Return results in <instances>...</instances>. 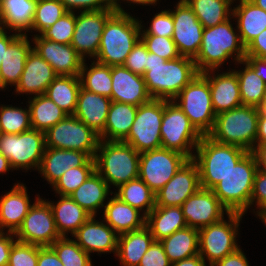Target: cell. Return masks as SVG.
Instances as JSON below:
<instances>
[{"mask_svg": "<svg viewBox=\"0 0 266 266\" xmlns=\"http://www.w3.org/2000/svg\"><path fill=\"white\" fill-rule=\"evenodd\" d=\"M257 108H258L259 114L266 115V94L263 97L261 104Z\"/></svg>", "mask_w": 266, "mask_h": 266, "instance_id": "cell-68", "label": "cell"}, {"mask_svg": "<svg viewBox=\"0 0 266 266\" xmlns=\"http://www.w3.org/2000/svg\"><path fill=\"white\" fill-rule=\"evenodd\" d=\"M142 25L128 13L115 12L102 32L97 62L108 66L123 65L140 40Z\"/></svg>", "mask_w": 266, "mask_h": 266, "instance_id": "cell-2", "label": "cell"}, {"mask_svg": "<svg viewBox=\"0 0 266 266\" xmlns=\"http://www.w3.org/2000/svg\"><path fill=\"white\" fill-rule=\"evenodd\" d=\"M204 259L198 254L196 256L171 263V266H206Z\"/></svg>", "mask_w": 266, "mask_h": 266, "instance_id": "cell-64", "label": "cell"}, {"mask_svg": "<svg viewBox=\"0 0 266 266\" xmlns=\"http://www.w3.org/2000/svg\"><path fill=\"white\" fill-rule=\"evenodd\" d=\"M266 144V115L259 114L257 124L256 145Z\"/></svg>", "mask_w": 266, "mask_h": 266, "instance_id": "cell-63", "label": "cell"}, {"mask_svg": "<svg viewBox=\"0 0 266 266\" xmlns=\"http://www.w3.org/2000/svg\"><path fill=\"white\" fill-rule=\"evenodd\" d=\"M49 205L61 237H66L68 232L73 235L92 216L70 196H61L56 205L50 202Z\"/></svg>", "mask_w": 266, "mask_h": 266, "instance_id": "cell-35", "label": "cell"}, {"mask_svg": "<svg viewBox=\"0 0 266 266\" xmlns=\"http://www.w3.org/2000/svg\"><path fill=\"white\" fill-rule=\"evenodd\" d=\"M204 28L216 26L231 17L233 0H184Z\"/></svg>", "mask_w": 266, "mask_h": 266, "instance_id": "cell-40", "label": "cell"}, {"mask_svg": "<svg viewBox=\"0 0 266 266\" xmlns=\"http://www.w3.org/2000/svg\"><path fill=\"white\" fill-rule=\"evenodd\" d=\"M13 233L7 232L6 236L4 232H0V266H8L9 256L13 244L17 241L13 239L11 235Z\"/></svg>", "mask_w": 266, "mask_h": 266, "instance_id": "cell-57", "label": "cell"}, {"mask_svg": "<svg viewBox=\"0 0 266 266\" xmlns=\"http://www.w3.org/2000/svg\"><path fill=\"white\" fill-rule=\"evenodd\" d=\"M95 171V160L90 158L83 166L70 168L52 185L60 196H69Z\"/></svg>", "mask_w": 266, "mask_h": 266, "instance_id": "cell-44", "label": "cell"}, {"mask_svg": "<svg viewBox=\"0 0 266 266\" xmlns=\"http://www.w3.org/2000/svg\"><path fill=\"white\" fill-rule=\"evenodd\" d=\"M64 266H92L90 255L74 240L61 237L50 246Z\"/></svg>", "mask_w": 266, "mask_h": 266, "instance_id": "cell-45", "label": "cell"}, {"mask_svg": "<svg viewBox=\"0 0 266 266\" xmlns=\"http://www.w3.org/2000/svg\"><path fill=\"white\" fill-rule=\"evenodd\" d=\"M174 23L172 39L180 56L195 59L199 53L204 27L184 0L171 11Z\"/></svg>", "mask_w": 266, "mask_h": 266, "instance_id": "cell-17", "label": "cell"}, {"mask_svg": "<svg viewBox=\"0 0 266 266\" xmlns=\"http://www.w3.org/2000/svg\"><path fill=\"white\" fill-rule=\"evenodd\" d=\"M137 109L132 104L112 101L104 131L99 135L100 140L124 141L130 133Z\"/></svg>", "mask_w": 266, "mask_h": 266, "instance_id": "cell-33", "label": "cell"}, {"mask_svg": "<svg viewBox=\"0 0 266 266\" xmlns=\"http://www.w3.org/2000/svg\"><path fill=\"white\" fill-rule=\"evenodd\" d=\"M174 23L171 10H163L157 13L151 21V26L140 35H155L172 38Z\"/></svg>", "mask_w": 266, "mask_h": 266, "instance_id": "cell-51", "label": "cell"}, {"mask_svg": "<svg viewBox=\"0 0 266 266\" xmlns=\"http://www.w3.org/2000/svg\"><path fill=\"white\" fill-rule=\"evenodd\" d=\"M57 76L51 65L32 48L26 58L24 70L15 90L19 94L35 93V96L44 94L49 84Z\"/></svg>", "mask_w": 266, "mask_h": 266, "instance_id": "cell-22", "label": "cell"}, {"mask_svg": "<svg viewBox=\"0 0 266 266\" xmlns=\"http://www.w3.org/2000/svg\"><path fill=\"white\" fill-rule=\"evenodd\" d=\"M12 169L9 160L0 152V174Z\"/></svg>", "mask_w": 266, "mask_h": 266, "instance_id": "cell-67", "label": "cell"}, {"mask_svg": "<svg viewBox=\"0 0 266 266\" xmlns=\"http://www.w3.org/2000/svg\"><path fill=\"white\" fill-rule=\"evenodd\" d=\"M115 9L99 11H82L76 16V24L71 46L84 59L85 54L96 57L107 20L115 13Z\"/></svg>", "mask_w": 266, "mask_h": 266, "instance_id": "cell-16", "label": "cell"}, {"mask_svg": "<svg viewBox=\"0 0 266 266\" xmlns=\"http://www.w3.org/2000/svg\"><path fill=\"white\" fill-rule=\"evenodd\" d=\"M161 244L171 263L199 254L198 229L186 227L162 239Z\"/></svg>", "mask_w": 266, "mask_h": 266, "instance_id": "cell-37", "label": "cell"}, {"mask_svg": "<svg viewBox=\"0 0 266 266\" xmlns=\"http://www.w3.org/2000/svg\"><path fill=\"white\" fill-rule=\"evenodd\" d=\"M37 266H64L50 246L38 245Z\"/></svg>", "mask_w": 266, "mask_h": 266, "instance_id": "cell-56", "label": "cell"}, {"mask_svg": "<svg viewBox=\"0 0 266 266\" xmlns=\"http://www.w3.org/2000/svg\"><path fill=\"white\" fill-rule=\"evenodd\" d=\"M210 70L202 74L208 79L215 114L229 111L242 105L238 78L235 71L210 76Z\"/></svg>", "mask_w": 266, "mask_h": 266, "instance_id": "cell-24", "label": "cell"}, {"mask_svg": "<svg viewBox=\"0 0 266 266\" xmlns=\"http://www.w3.org/2000/svg\"><path fill=\"white\" fill-rule=\"evenodd\" d=\"M233 53L237 62L245 59V46L230 24V18L216 26L204 28L199 53L194 59L199 73L213 71Z\"/></svg>", "mask_w": 266, "mask_h": 266, "instance_id": "cell-3", "label": "cell"}, {"mask_svg": "<svg viewBox=\"0 0 266 266\" xmlns=\"http://www.w3.org/2000/svg\"><path fill=\"white\" fill-rule=\"evenodd\" d=\"M114 195L139 211L146 206L142 214L144 216H147L156 206L155 193L140 178L122 184Z\"/></svg>", "mask_w": 266, "mask_h": 266, "instance_id": "cell-41", "label": "cell"}, {"mask_svg": "<svg viewBox=\"0 0 266 266\" xmlns=\"http://www.w3.org/2000/svg\"><path fill=\"white\" fill-rule=\"evenodd\" d=\"M90 158L87 153L77 150L45 147L38 170L53 185L64 172L83 166Z\"/></svg>", "mask_w": 266, "mask_h": 266, "instance_id": "cell-25", "label": "cell"}, {"mask_svg": "<svg viewBox=\"0 0 266 266\" xmlns=\"http://www.w3.org/2000/svg\"><path fill=\"white\" fill-rule=\"evenodd\" d=\"M33 49L54 69L57 75L80 76L85 61L70 44L50 41L42 35L33 38Z\"/></svg>", "mask_w": 266, "mask_h": 266, "instance_id": "cell-20", "label": "cell"}, {"mask_svg": "<svg viewBox=\"0 0 266 266\" xmlns=\"http://www.w3.org/2000/svg\"><path fill=\"white\" fill-rule=\"evenodd\" d=\"M111 102L109 97L89 92L81 87L73 115L100 135L104 131Z\"/></svg>", "mask_w": 266, "mask_h": 266, "instance_id": "cell-26", "label": "cell"}, {"mask_svg": "<svg viewBox=\"0 0 266 266\" xmlns=\"http://www.w3.org/2000/svg\"><path fill=\"white\" fill-rule=\"evenodd\" d=\"M239 63H244L246 66L243 71H235L242 105L258 107L266 94V83L245 61H239Z\"/></svg>", "mask_w": 266, "mask_h": 266, "instance_id": "cell-43", "label": "cell"}, {"mask_svg": "<svg viewBox=\"0 0 266 266\" xmlns=\"http://www.w3.org/2000/svg\"><path fill=\"white\" fill-rule=\"evenodd\" d=\"M212 266H249L248 261L239 248L234 253L225 256L222 260L217 261Z\"/></svg>", "mask_w": 266, "mask_h": 266, "instance_id": "cell-58", "label": "cell"}, {"mask_svg": "<svg viewBox=\"0 0 266 266\" xmlns=\"http://www.w3.org/2000/svg\"><path fill=\"white\" fill-rule=\"evenodd\" d=\"M196 163L200 177V187L212 189L248 153L247 150L228 144H221L208 136H202L197 145Z\"/></svg>", "mask_w": 266, "mask_h": 266, "instance_id": "cell-4", "label": "cell"}, {"mask_svg": "<svg viewBox=\"0 0 266 266\" xmlns=\"http://www.w3.org/2000/svg\"><path fill=\"white\" fill-rule=\"evenodd\" d=\"M20 34H12L8 36L4 29H0V63L5 56L7 47L19 36Z\"/></svg>", "mask_w": 266, "mask_h": 266, "instance_id": "cell-62", "label": "cell"}, {"mask_svg": "<svg viewBox=\"0 0 266 266\" xmlns=\"http://www.w3.org/2000/svg\"><path fill=\"white\" fill-rule=\"evenodd\" d=\"M37 3L38 0H0L1 28H10L20 35L23 30H31Z\"/></svg>", "mask_w": 266, "mask_h": 266, "instance_id": "cell-31", "label": "cell"}, {"mask_svg": "<svg viewBox=\"0 0 266 266\" xmlns=\"http://www.w3.org/2000/svg\"><path fill=\"white\" fill-rule=\"evenodd\" d=\"M118 0H113V5H114V9L116 12H120V13H126L121 6L118 4L117 2ZM130 1L131 3H137V4H143V5H148V4H155L157 2V0H127Z\"/></svg>", "mask_w": 266, "mask_h": 266, "instance_id": "cell-66", "label": "cell"}, {"mask_svg": "<svg viewBox=\"0 0 266 266\" xmlns=\"http://www.w3.org/2000/svg\"><path fill=\"white\" fill-rule=\"evenodd\" d=\"M76 24L74 12H67L41 35L53 42L71 44Z\"/></svg>", "mask_w": 266, "mask_h": 266, "instance_id": "cell-48", "label": "cell"}, {"mask_svg": "<svg viewBox=\"0 0 266 266\" xmlns=\"http://www.w3.org/2000/svg\"><path fill=\"white\" fill-rule=\"evenodd\" d=\"M111 100L135 106L152 99L142 75L131 72L123 65L111 66Z\"/></svg>", "mask_w": 266, "mask_h": 266, "instance_id": "cell-21", "label": "cell"}, {"mask_svg": "<svg viewBox=\"0 0 266 266\" xmlns=\"http://www.w3.org/2000/svg\"><path fill=\"white\" fill-rule=\"evenodd\" d=\"M104 219L118 235L139 230L145 226L146 216L140 211L113 196L104 206ZM141 217V218H140Z\"/></svg>", "mask_w": 266, "mask_h": 266, "instance_id": "cell-29", "label": "cell"}, {"mask_svg": "<svg viewBox=\"0 0 266 266\" xmlns=\"http://www.w3.org/2000/svg\"><path fill=\"white\" fill-rule=\"evenodd\" d=\"M254 201L260 211L266 209V172L258 169L254 176L250 206Z\"/></svg>", "mask_w": 266, "mask_h": 266, "instance_id": "cell-54", "label": "cell"}, {"mask_svg": "<svg viewBox=\"0 0 266 266\" xmlns=\"http://www.w3.org/2000/svg\"><path fill=\"white\" fill-rule=\"evenodd\" d=\"M257 214L259 217H261L262 221L266 224V209L259 211Z\"/></svg>", "mask_w": 266, "mask_h": 266, "instance_id": "cell-70", "label": "cell"}, {"mask_svg": "<svg viewBox=\"0 0 266 266\" xmlns=\"http://www.w3.org/2000/svg\"><path fill=\"white\" fill-rule=\"evenodd\" d=\"M187 160L185 155L163 147L141 152L138 178L156 193Z\"/></svg>", "mask_w": 266, "mask_h": 266, "instance_id": "cell-14", "label": "cell"}, {"mask_svg": "<svg viewBox=\"0 0 266 266\" xmlns=\"http://www.w3.org/2000/svg\"><path fill=\"white\" fill-rule=\"evenodd\" d=\"M145 218V226L150 230L155 241H161L175 231L187 227L181 206H155Z\"/></svg>", "mask_w": 266, "mask_h": 266, "instance_id": "cell-30", "label": "cell"}, {"mask_svg": "<svg viewBox=\"0 0 266 266\" xmlns=\"http://www.w3.org/2000/svg\"><path fill=\"white\" fill-rule=\"evenodd\" d=\"M28 106L32 129L42 132H46L68 115L44 94L34 96Z\"/></svg>", "mask_w": 266, "mask_h": 266, "instance_id": "cell-39", "label": "cell"}, {"mask_svg": "<svg viewBox=\"0 0 266 266\" xmlns=\"http://www.w3.org/2000/svg\"><path fill=\"white\" fill-rule=\"evenodd\" d=\"M99 142V134L74 115H67L45 132V147L77 150L91 158L95 157Z\"/></svg>", "mask_w": 266, "mask_h": 266, "instance_id": "cell-10", "label": "cell"}, {"mask_svg": "<svg viewBox=\"0 0 266 266\" xmlns=\"http://www.w3.org/2000/svg\"><path fill=\"white\" fill-rule=\"evenodd\" d=\"M178 99L180 103H177ZM173 101H176L202 136H207L211 132L216 114L212 105L209 81L202 73L188 83Z\"/></svg>", "mask_w": 266, "mask_h": 266, "instance_id": "cell-8", "label": "cell"}, {"mask_svg": "<svg viewBox=\"0 0 266 266\" xmlns=\"http://www.w3.org/2000/svg\"><path fill=\"white\" fill-rule=\"evenodd\" d=\"M26 33L19 35L6 49L0 63V89L18 84L24 70L26 58L31 51Z\"/></svg>", "mask_w": 266, "mask_h": 266, "instance_id": "cell-28", "label": "cell"}, {"mask_svg": "<svg viewBox=\"0 0 266 266\" xmlns=\"http://www.w3.org/2000/svg\"><path fill=\"white\" fill-rule=\"evenodd\" d=\"M258 117V108L247 105L219 113L207 136L218 143L239 146L251 152L256 145Z\"/></svg>", "mask_w": 266, "mask_h": 266, "instance_id": "cell-6", "label": "cell"}, {"mask_svg": "<svg viewBox=\"0 0 266 266\" xmlns=\"http://www.w3.org/2000/svg\"><path fill=\"white\" fill-rule=\"evenodd\" d=\"M81 88L79 76L58 75L48 86L44 95L50 98L68 115H73Z\"/></svg>", "mask_w": 266, "mask_h": 266, "instance_id": "cell-38", "label": "cell"}, {"mask_svg": "<svg viewBox=\"0 0 266 266\" xmlns=\"http://www.w3.org/2000/svg\"><path fill=\"white\" fill-rule=\"evenodd\" d=\"M38 245L16 241L10 252L8 266H37Z\"/></svg>", "mask_w": 266, "mask_h": 266, "instance_id": "cell-50", "label": "cell"}, {"mask_svg": "<svg viewBox=\"0 0 266 266\" xmlns=\"http://www.w3.org/2000/svg\"><path fill=\"white\" fill-rule=\"evenodd\" d=\"M254 155L248 152L211 190L229 213L244 214L250 207L254 176Z\"/></svg>", "mask_w": 266, "mask_h": 266, "instance_id": "cell-7", "label": "cell"}, {"mask_svg": "<svg viewBox=\"0 0 266 266\" xmlns=\"http://www.w3.org/2000/svg\"><path fill=\"white\" fill-rule=\"evenodd\" d=\"M37 200L29 209L19 229L13 233L17 241L39 246H51L61 236L55 225L49 201Z\"/></svg>", "mask_w": 266, "mask_h": 266, "instance_id": "cell-15", "label": "cell"}, {"mask_svg": "<svg viewBox=\"0 0 266 266\" xmlns=\"http://www.w3.org/2000/svg\"><path fill=\"white\" fill-rule=\"evenodd\" d=\"M138 266H171L160 241H153Z\"/></svg>", "mask_w": 266, "mask_h": 266, "instance_id": "cell-53", "label": "cell"}, {"mask_svg": "<svg viewBox=\"0 0 266 266\" xmlns=\"http://www.w3.org/2000/svg\"><path fill=\"white\" fill-rule=\"evenodd\" d=\"M227 215L228 222L222 219L217 223L198 229L199 255L204 261L206 256L210 266L239 249L236 235L243 214L228 213Z\"/></svg>", "mask_w": 266, "mask_h": 266, "instance_id": "cell-11", "label": "cell"}, {"mask_svg": "<svg viewBox=\"0 0 266 266\" xmlns=\"http://www.w3.org/2000/svg\"><path fill=\"white\" fill-rule=\"evenodd\" d=\"M74 240L86 253H117L118 235L107 224L91 216L74 234Z\"/></svg>", "mask_w": 266, "mask_h": 266, "instance_id": "cell-23", "label": "cell"}, {"mask_svg": "<svg viewBox=\"0 0 266 266\" xmlns=\"http://www.w3.org/2000/svg\"><path fill=\"white\" fill-rule=\"evenodd\" d=\"M110 185L94 171L85 182H83L69 196L92 216L96 215L97 209L104 207Z\"/></svg>", "mask_w": 266, "mask_h": 266, "instance_id": "cell-36", "label": "cell"}, {"mask_svg": "<svg viewBox=\"0 0 266 266\" xmlns=\"http://www.w3.org/2000/svg\"><path fill=\"white\" fill-rule=\"evenodd\" d=\"M31 207L26 187L23 184H15L10 192L0 199V232L6 227L9 228L7 232L15 233Z\"/></svg>", "mask_w": 266, "mask_h": 266, "instance_id": "cell-27", "label": "cell"}, {"mask_svg": "<svg viewBox=\"0 0 266 266\" xmlns=\"http://www.w3.org/2000/svg\"><path fill=\"white\" fill-rule=\"evenodd\" d=\"M253 2L257 7L264 9L266 11V0H250Z\"/></svg>", "mask_w": 266, "mask_h": 266, "instance_id": "cell-69", "label": "cell"}, {"mask_svg": "<svg viewBox=\"0 0 266 266\" xmlns=\"http://www.w3.org/2000/svg\"><path fill=\"white\" fill-rule=\"evenodd\" d=\"M0 128L2 134H19L32 129L29 108L0 107Z\"/></svg>", "mask_w": 266, "mask_h": 266, "instance_id": "cell-46", "label": "cell"}, {"mask_svg": "<svg viewBox=\"0 0 266 266\" xmlns=\"http://www.w3.org/2000/svg\"><path fill=\"white\" fill-rule=\"evenodd\" d=\"M106 9H114L113 0H84V12Z\"/></svg>", "mask_w": 266, "mask_h": 266, "instance_id": "cell-60", "label": "cell"}, {"mask_svg": "<svg viewBox=\"0 0 266 266\" xmlns=\"http://www.w3.org/2000/svg\"><path fill=\"white\" fill-rule=\"evenodd\" d=\"M131 72L143 75L147 71V48L141 40L133 47L123 64Z\"/></svg>", "mask_w": 266, "mask_h": 266, "instance_id": "cell-52", "label": "cell"}, {"mask_svg": "<svg viewBox=\"0 0 266 266\" xmlns=\"http://www.w3.org/2000/svg\"><path fill=\"white\" fill-rule=\"evenodd\" d=\"M79 77L81 81V87L83 89L92 93L109 97L111 99V66L94 61L88 70L85 62H83Z\"/></svg>", "mask_w": 266, "mask_h": 266, "instance_id": "cell-42", "label": "cell"}, {"mask_svg": "<svg viewBox=\"0 0 266 266\" xmlns=\"http://www.w3.org/2000/svg\"><path fill=\"white\" fill-rule=\"evenodd\" d=\"M154 238L150 230L143 228L118 235L117 253L123 266H138Z\"/></svg>", "mask_w": 266, "mask_h": 266, "instance_id": "cell-34", "label": "cell"}, {"mask_svg": "<svg viewBox=\"0 0 266 266\" xmlns=\"http://www.w3.org/2000/svg\"><path fill=\"white\" fill-rule=\"evenodd\" d=\"M181 209L187 226L196 229L221 221L224 211L229 213L211 189L201 187L181 205Z\"/></svg>", "mask_w": 266, "mask_h": 266, "instance_id": "cell-19", "label": "cell"}, {"mask_svg": "<svg viewBox=\"0 0 266 266\" xmlns=\"http://www.w3.org/2000/svg\"><path fill=\"white\" fill-rule=\"evenodd\" d=\"M251 153L255 157L258 170L266 172V144L254 146Z\"/></svg>", "mask_w": 266, "mask_h": 266, "instance_id": "cell-61", "label": "cell"}, {"mask_svg": "<svg viewBox=\"0 0 266 266\" xmlns=\"http://www.w3.org/2000/svg\"><path fill=\"white\" fill-rule=\"evenodd\" d=\"M162 118V99L152 98L139 105L130 133L123 142L130 144L139 153L161 148Z\"/></svg>", "mask_w": 266, "mask_h": 266, "instance_id": "cell-13", "label": "cell"}, {"mask_svg": "<svg viewBox=\"0 0 266 266\" xmlns=\"http://www.w3.org/2000/svg\"><path fill=\"white\" fill-rule=\"evenodd\" d=\"M198 74L192 58L180 56L167 61L147 51V71L142 76L152 98L172 101Z\"/></svg>", "mask_w": 266, "mask_h": 266, "instance_id": "cell-1", "label": "cell"}, {"mask_svg": "<svg viewBox=\"0 0 266 266\" xmlns=\"http://www.w3.org/2000/svg\"><path fill=\"white\" fill-rule=\"evenodd\" d=\"M140 40L146 46L148 52L157 54L167 61L180 57L172 38L155 35H140Z\"/></svg>", "mask_w": 266, "mask_h": 266, "instance_id": "cell-49", "label": "cell"}, {"mask_svg": "<svg viewBox=\"0 0 266 266\" xmlns=\"http://www.w3.org/2000/svg\"><path fill=\"white\" fill-rule=\"evenodd\" d=\"M231 13L232 17L238 18L237 28L245 47L266 29V11L250 0H240V4L233 8Z\"/></svg>", "mask_w": 266, "mask_h": 266, "instance_id": "cell-32", "label": "cell"}, {"mask_svg": "<svg viewBox=\"0 0 266 266\" xmlns=\"http://www.w3.org/2000/svg\"><path fill=\"white\" fill-rule=\"evenodd\" d=\"M245 61L258 75L263 79V81L266 83V72L264 73V70L266 68V58H256L253 56H245Z\"/></svg>", "mask_w": 266, "mask_h": 266, "instance_id": "cell-59", "label": "cell"}, {"mask_svg": "<svg viewBox=\"0 0 266 266\" xmlns=\"http://www.w3.org/2000/svg\"><path fill=\"white\" fill-rule=\"evenodd\" d=\"M67 12L60 0H38L31 29L42 34Z\"/></svg>", "mask_w": 266, "mask_h": 266, "instance_id": "cell-47", "label": "cell"}, {"mask_svg": "<svg viewBox=\"0 0 266 266\" xmlns=\"http://www.w3.org/2000/svg\"><path fill=\"white\" fill-rule=\"evenodd\" d=\"M68 12H74L73 9H84V0H60Z\"/></svg>", "mask_w": 266, "mask_h": 266, "instance_id": "cell-65", "label": "cell"}, {"mask_svg": "<svg viewBox=\"0 0 266 266\" xmlns=\"http://www.w3.org/2000/svg\"><path fill=\"white\" fill-rule=\"evenodd\" d=\"M45 150V132L30 129L19 134H1L0 152L12 169L39 168Z\"/></svg>", "mask_w": 266, "mask_h": 266, "instance_id": "cell-12", "label": "cell"}, {"mask_svg": "<svg viewBox=\"0 0 266 266\" xmlns=\"http://www.w3.org/2000/svg\"><path fill=\"white\" fill-rule=\"evenodd\" d=\"M139 158L140 153L130 144L123 141L100 140L94 157L95 171L108 185L118 188L138 178Z\"/></svg>", "mask_w": 266, "mask_h": 266, "instance_id": "cell-5", "label": "cell"}, {"mask_svg": "<svg viewBox=\"0 0 266 266\" xmlns=\"http://www.w3.org/2000/svg\"><path fill=\"white\" fill-rule=\"evenodd\" d=\"M245 56L266 58V29L245 47Z\"/></svg>", "mask_w": 266, "mask_h": 266, "instance_id": "cell-55", "label": "cell"}, {"mask_svg": "<svg viewBox=\"0 0 266 266\" xmlns=\"http://www.w3.org/2000/svg\"><path fill=\"white\" fill-rule=\"evenodd\" d=\"M199 188L198 167L192 159H188L176 174L155 193L156 206H181Z\"/></svg>", "mask_w": 266, "mask_h": 266, "instance_id": "cell-18", "label": "cell"}, {"mask_svg": "<svg viewBox=\"0 0 266 266\" xmlns=\"http://www.w3.org/2000/svg\"><path fill=\"white\" fill-rule=\"evenodd\" d=\"M160 134L163 148L179 152L188 159L193 158L194 154L191 149L196 148L202 138V135L173 100H163Z\"/></svg>", "mask_w": 266, "mask_h": 266, "instance_id": "cell-9", "label": "cell"}]
</instances>
